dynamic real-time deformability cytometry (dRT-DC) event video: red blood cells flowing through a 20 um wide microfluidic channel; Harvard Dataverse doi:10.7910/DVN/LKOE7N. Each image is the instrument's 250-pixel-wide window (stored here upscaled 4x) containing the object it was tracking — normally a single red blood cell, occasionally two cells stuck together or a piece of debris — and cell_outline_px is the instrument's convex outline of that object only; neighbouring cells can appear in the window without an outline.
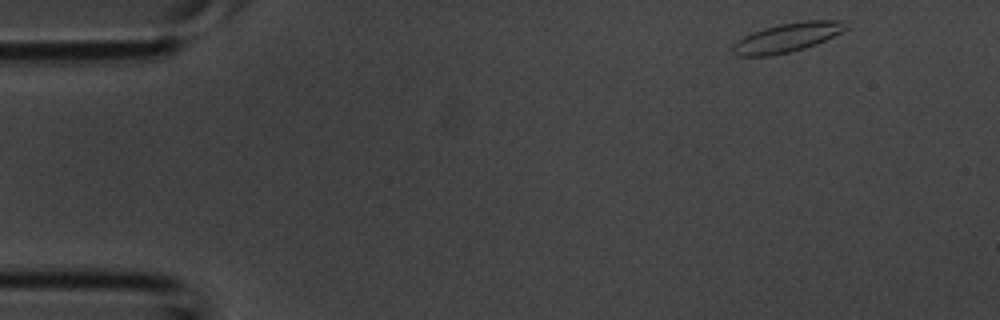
{"species": "common noctule bat (a hibernating species)", "species_latin": "Nyctalus noctula", "temperature_condition": "room temperature", "stored_images_in_passage": 39, "camera_frame_rate_fps": 3000, "um_per_image_px": 0.085, "animal": {"sex": "male", "body_mass_g": 20.1, "forearm_length_mm": 53.5}, "frame": {"image": 1, "passage_image": 1, "time_ms": 0.0, "image_size_px": [1000, 320], "cell_outline_px": [[852, 28], [816, 44], [804, 48], [788, 52], [768, 56], [740, 56], [732, 52], [732, 48], [744, 36], [752, 32], [764, 28], [780, 24], [804, 20], [848, 20]], "centroid_in_image_um": [67.05, 3.16], "position_along_channel_um": 18.0, "area_um2": 19.31}}
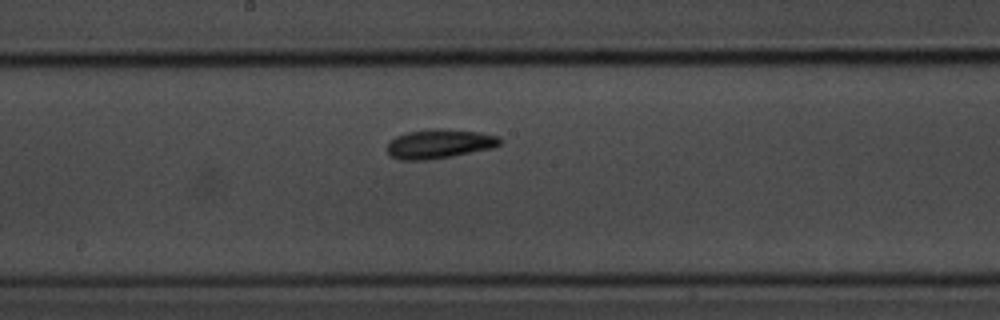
{"frame": {"image": 2, "passage_image": 19, "time_ms": 6.0, "image_size_px": [1000, 320], "cell_outline_px": [[504, 140], [496, 148], [452, 156], [428, 160], [400, 160], [388, 156], [384, 148], [388, 140], [396, 136], [408, 132], [432, 128], [444, 128], [480, 132], [500, 136]], "centroid_in_image_um": [37.33, 12.22], "position_along_channel_um": 210.9, "area_um2": 19.94}}
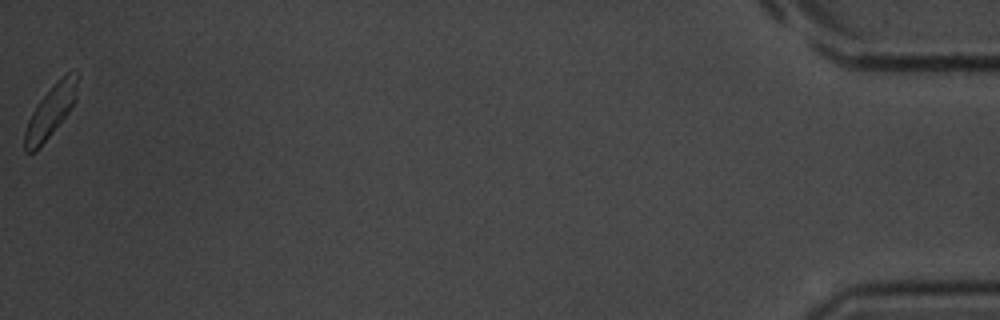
{"frame": {"image": 3, "passage_image": 39, "time_ms": 12.667, "image_size_px": [1000, 320], "cell_outline_px": [[80, 72], [76, 100], [68, 112], [48, 136], [32, 152], [24, 152], [24, 132], [28, 120], [36, 104], [68, 72]], "centroid_in_image_um": [4.32, 9.43], "position_along_channel_um": 430.9, "area_um2": 15.26}}